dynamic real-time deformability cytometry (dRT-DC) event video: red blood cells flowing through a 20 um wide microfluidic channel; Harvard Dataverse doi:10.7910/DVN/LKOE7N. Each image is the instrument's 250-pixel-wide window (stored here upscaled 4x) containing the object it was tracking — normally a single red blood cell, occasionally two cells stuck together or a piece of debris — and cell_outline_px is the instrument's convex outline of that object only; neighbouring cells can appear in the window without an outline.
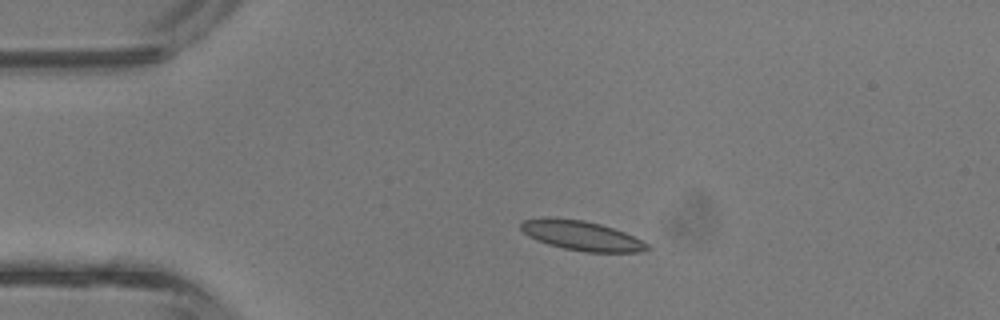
{"species": "common noctule bat (a hibernating species)", "species_latin": "Nyctalus noctula", "temperature_condition": "room temperature", "stored_images_in_passage": 5, "camera_frame_rate_fps": 3000, "um_per_image_px": 0.085, "animal": {"sex": "male", "body_mass_g": 13.3}, "frame": {"image": 1, "passage_image": 3, "time_ms": 0.667, "image_size_px": [1000, 320], "cell_outline_px": [[652, 248], [640, 252], [584, 252], [564, 248], [548, 244], [536, 240], [528, 236], [520, 228], [520, 224], [524, 220], [548, 216], [584, 220], [600, 224], [624, 232], [648, 244]], "centroid_in_image_um": [49.4, 20.02], "position_along_channel_um": 35.6, "area_um2": 21.85}}
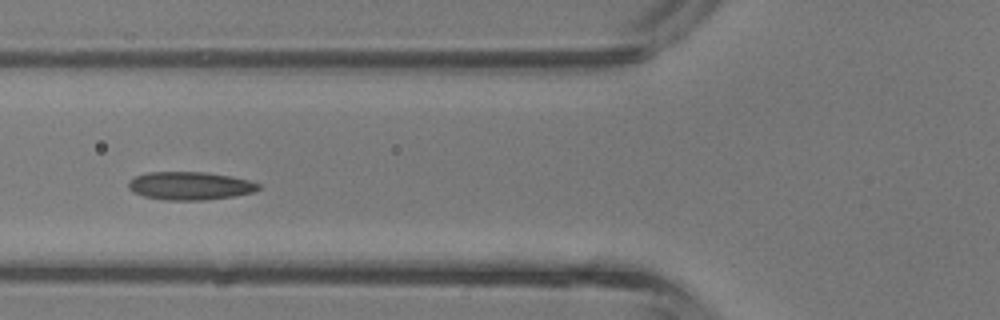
{"frame": {"image": 2, "passage_image": 5, "time_ms": 1.333, "image_size_px": [1000, 320], "cell_outline_px": [[260, 188], [252, 192], [232, 196], [204, 200], [164, 200], [144, 196], [132, 192], [128, 188], [128, 180], [136, 176], [148, 172], [208, 172], [232, 176], [248, 180], [260, 184]], "centroid_in_image_um": [16.12, 15.79], "position_along_channel_um": 109.7, "area_um2": 21.33}}